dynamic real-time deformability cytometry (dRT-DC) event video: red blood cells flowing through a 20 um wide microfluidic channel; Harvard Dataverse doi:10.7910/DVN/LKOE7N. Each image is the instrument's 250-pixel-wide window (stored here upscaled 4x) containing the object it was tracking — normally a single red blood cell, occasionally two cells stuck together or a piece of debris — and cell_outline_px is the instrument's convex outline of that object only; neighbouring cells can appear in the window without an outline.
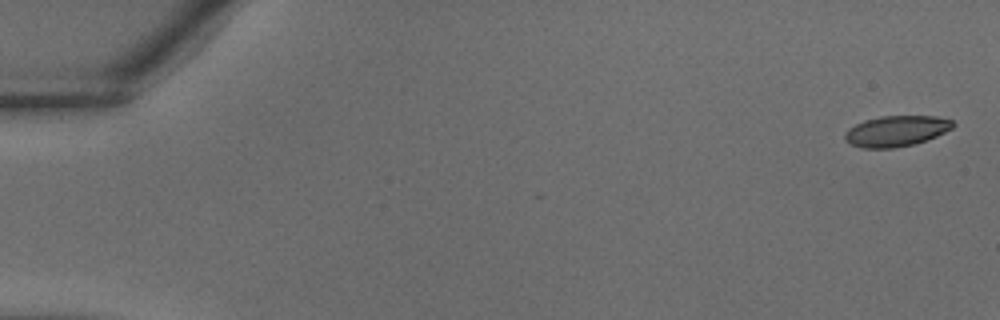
{"species": "common noctule bat (a hibernating species)", "species_latin": "Nyctalus noctula", "temperature_condition": "warm", "stored_images_in_passage": 6, "camera_frame_rate_fps": 3000, "um_per_image_px": 0.085, "animal": {"sex": "male", "body_mass_g": 18.8}, "frame": {"image": 1, "passage_image": 1, "time_ms": 0.0, "image_size_px": [1000, 320], "cell_outline_px": [[956, 124], [952, 128], [936, 136], [912, 144], [892, 148], [864, 148], [852, 144], [844, 140], [844, 136], [848, 128], [864, 120], [880, 116], [936, 116], [952, 120]], "centroid_in_image_um": [76.17, 11.12], "position_along_channel_um": 8.8, "area_um2": 19.19}}